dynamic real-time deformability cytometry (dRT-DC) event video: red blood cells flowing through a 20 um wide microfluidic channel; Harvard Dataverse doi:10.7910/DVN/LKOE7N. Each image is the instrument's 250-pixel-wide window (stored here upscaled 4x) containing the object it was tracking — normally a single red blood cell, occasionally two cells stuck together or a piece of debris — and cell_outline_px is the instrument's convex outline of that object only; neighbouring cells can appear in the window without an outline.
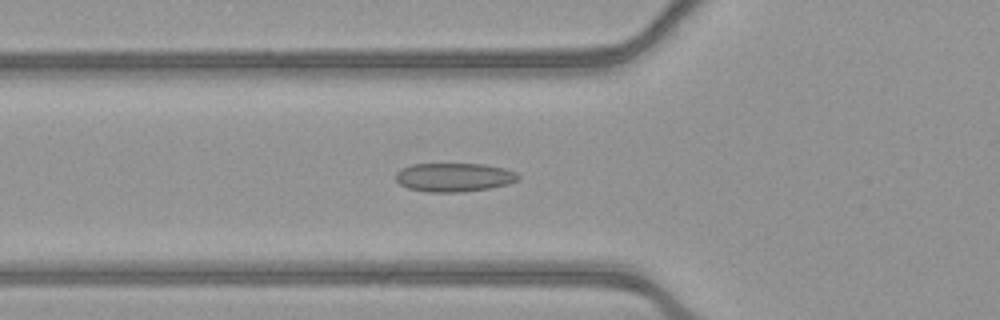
{"species": "common noctule bat (a hibernating species)", "species_latin": "Nyctalus noctula", "temperature_condition": "warm", "stored_images_in_passage": 53, "camera_frame_rate_fps": 3000, "um_per_image_px": 0.085, "animal": {"sex": "female", "body_mass_g": 21.9}, "frame": {"image": 1, "passage_image": 19, "time_ms": 6.0, "image_size_px": [1000, 320], "cell_outline_px": [[520, 176], [516, 180], [508, 184], [488, 188], [460, 192], [428, 192], [408, 188], [400, 184], [396, 180], [396, 172], [400, 168], [412, 164], [484, 164], [504, 168], [516, 172]], "centroid_in_image_um": [38.57, 15.06], "position_along_channel_um": 87.2, "area_um2": 20.46}}
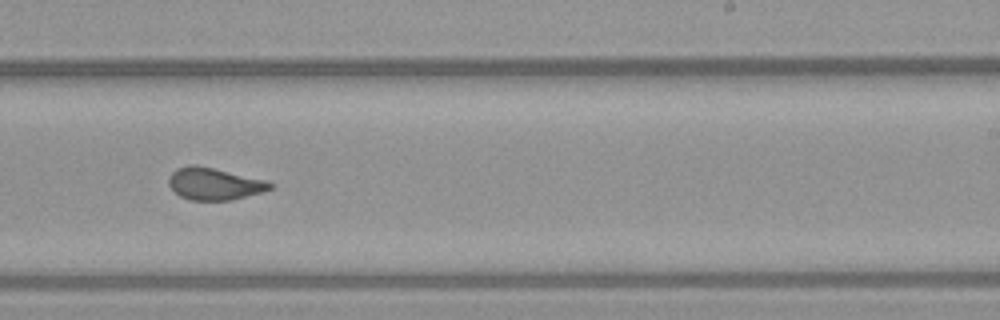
{"frame": {"image": 2, "passage_image": 33, "time_ms": 10.667, "image_size_px": [1000, 320], "cell_outline_px": [[276, 184], [272, 188], [260, 192], [232, 200], [192, 200], [180, 196], [168, 184], [168, 176], [176, 168], [188, 164], [196, 164], [268, 180]], "centroid_in_image_um": [18.22, 15.6], "position_along_channel_um": 270.8, "area_um2": 19.13}}
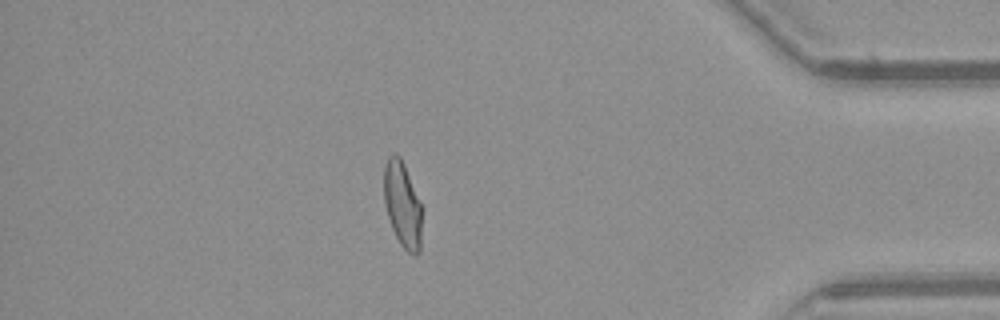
{"frame": {"image": 3, "passage_image": 46, "time_ms": 15.0, "image_size_px": [1000, 320], "cell_outline_px": [[424, 208], [420, 252], [416, 256], [412, 256], [400, 244], [392, 228], [384, 204], [384, 168], [388, 156], [396, 152], [400, 156], [404, 164]], "centroid_in_image_um": [34.26, 17.42], "position_along_channel_um": 400.9, "area_um2": 19.65}, "authors_computed_cell_mechanics": {"area_um2": 19.941, "velocity_mm_per_s": 3.9129, "shape_relaxation_time_tau1_ms": null, "shape_relaxation_time_tau2_ms": 1.0363, "deformation_change_tau1": null, "deformation_change_tau2": 0.0823}}